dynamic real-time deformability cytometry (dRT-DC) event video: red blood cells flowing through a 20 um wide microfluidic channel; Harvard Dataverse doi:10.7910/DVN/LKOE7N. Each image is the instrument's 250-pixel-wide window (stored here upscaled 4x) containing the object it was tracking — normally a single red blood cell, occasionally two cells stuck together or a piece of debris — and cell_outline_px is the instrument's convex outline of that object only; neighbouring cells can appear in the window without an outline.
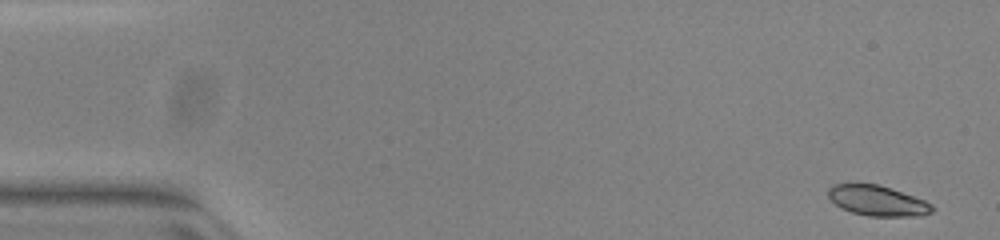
{"species": "common noctule bat (a hibernating species)", "species_latin": "Nyctalus noctula", "temperature_condition": "warm", "stored_images_in_passage": 10, "camera_frame_rate_fps": 3000, "um_per_image_px": 0.085, "animal": {"sex": "female", "body_mass_g": 23.0, "forearm_length_mm": 53.4}, "frame": {"image": 1, "passage_image": 1, "time_ms": 0.0, "image_size_px": [1000, 240], "cell_outline_px": [[936, 208], [932, 212], [924, 216], [868, 216], [852, 212], [840, 208], [828, 196], [828, 188], [832, 184], [876, 184], [924, 200], [932, 204]], "centroid_in_image_um": [74.59, 17.08], "position_along_channel_um": 10.4, "area_um2": 18.21}}